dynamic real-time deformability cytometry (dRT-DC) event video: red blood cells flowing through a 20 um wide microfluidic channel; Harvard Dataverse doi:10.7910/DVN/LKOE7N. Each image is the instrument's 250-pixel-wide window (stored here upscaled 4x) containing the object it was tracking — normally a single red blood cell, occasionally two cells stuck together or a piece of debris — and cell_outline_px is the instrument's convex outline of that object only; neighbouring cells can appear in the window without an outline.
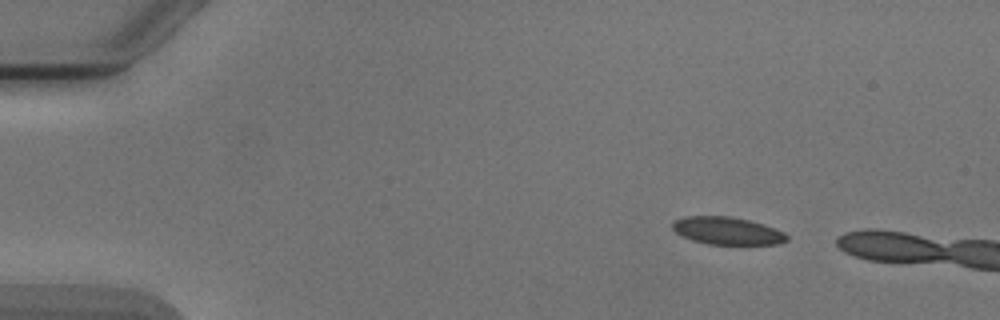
{"species": "Egyptian fruit bat (a non-hibernating species)", "species_latin": "Rousettus aegyptiacus", "temperature_condition": "cold", "stored_images_in_passage": 2, "camera_frame_rate_fps": 3000, "um_per_image_px": 0.085, "animal": {"sex": "male"}, "frame": {"image": 1, "passage_image": 1, "time_ms": 0.0, "image_size_px": [1000, 320], "cell_outline_px": [[788, 240], [780, 244], [708, 244], [692, 240], [680, 236], [672, 228], [672, 220], [684, 216], [732, 216], [764, 224], [784, 232], [788, 236]], "centroid_in_image_um": [61.79, 19.61], "position_along_channel_um": 23.2, "area_um2": 18.55}}